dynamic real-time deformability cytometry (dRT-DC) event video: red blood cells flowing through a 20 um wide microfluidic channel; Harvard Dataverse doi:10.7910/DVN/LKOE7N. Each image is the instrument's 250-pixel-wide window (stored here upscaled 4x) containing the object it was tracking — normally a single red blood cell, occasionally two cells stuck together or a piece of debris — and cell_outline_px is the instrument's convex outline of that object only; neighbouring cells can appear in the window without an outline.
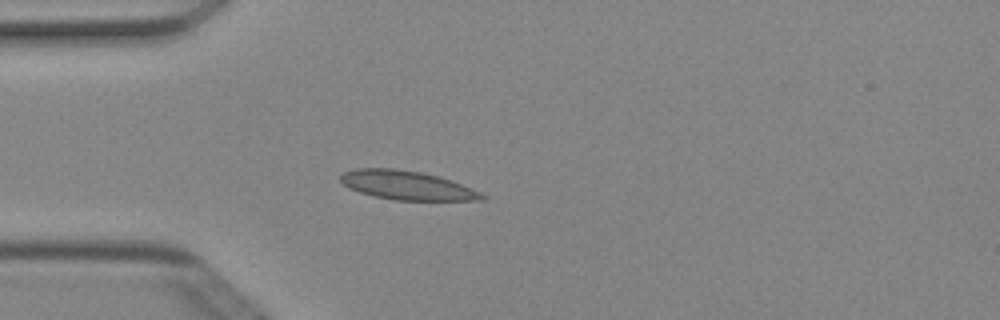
{"species": "Egyptian fruit bat (a non-hibernating species)", "species_latin": "Rousettus aegyptiacus", "temperature_condition": "cold", "stored_images_in_passage": 38, "camera_frame_rate_fps": 3000, "um_per_image_px": 0.085, "animal": {"sex": "female"}, "frame": {"image": 1, "passage_image": 1, "time_ms": 0.0, "image_size_px": [1000, 320], "cell_outline_px": [[488, 196], [484, 200], [396, 200], [372, 196], [348, 188], [340, 180], [340, 176], [344, 172], [356, 168], [396, 168], [420, 172], [436, 176], [460, 184], [480, 192]], "centroid_in_image_um": [34.55, 15.75], "position_along_channel_um": 50.4, "area_um2": 23.64}}
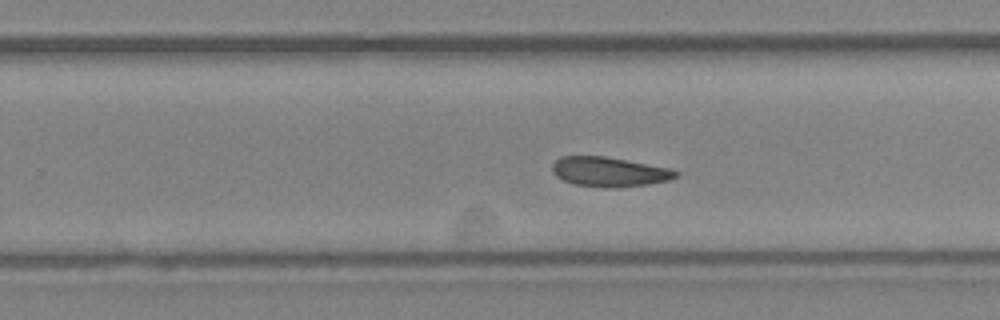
{"frame": {"image": 2, "passage_image": 19, "time_ms": 6.0, "image_size_px": [1000, 320], "cell_outline_px": [[680, 176], [668, 180], [648, 184], [616, 188], [604, 188], [572, 184], [556, 176], [552, 172], [552, 164], [560, 156], [604, 156], [668, 168], [680, 172]], "centroid_in_image_um": [51.77, 14.61], "position_along_channel_um": 278.0, "area_um2": 21.39}}
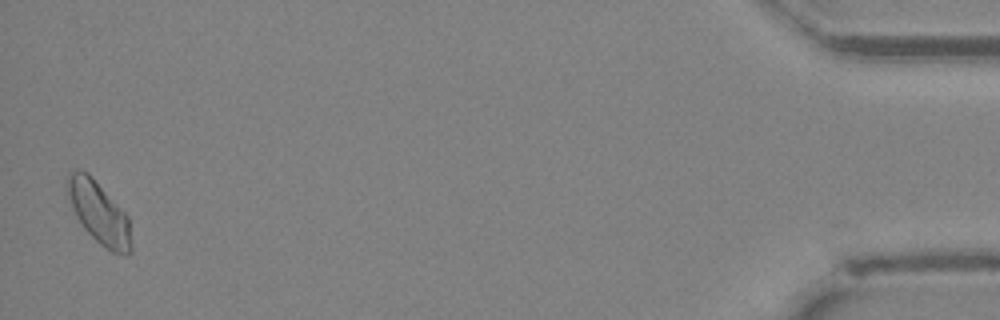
{"frame": {"image": 3, "passage_image": 37, "time_ms": 12.0, "image_size_px": [1000, 320], "cell_outline_px": [[132, 252], [112, 252], [100, 244], [84, 228], [76, 216], [64, 188], [68, 172], [76, 168], [80, 168], [88, 172], [92, 176], [128, 216], [132, 248]], "centroid_in_image_um": [8.35, 18.0], "position_along_channel_um": 426.8, "area_um2": 23.12}, "authors_computed_cell_mechanics": {"area_um2": 21.6172, "velocity_mm_per_s": 3.9779, "shape_relaxation_time_tau1_ms": null, "shape_relaxation_time_tau2_ms": 7.1975, "deformation_change_tau1": null, "deformation_change_tau2": 0.1079}}